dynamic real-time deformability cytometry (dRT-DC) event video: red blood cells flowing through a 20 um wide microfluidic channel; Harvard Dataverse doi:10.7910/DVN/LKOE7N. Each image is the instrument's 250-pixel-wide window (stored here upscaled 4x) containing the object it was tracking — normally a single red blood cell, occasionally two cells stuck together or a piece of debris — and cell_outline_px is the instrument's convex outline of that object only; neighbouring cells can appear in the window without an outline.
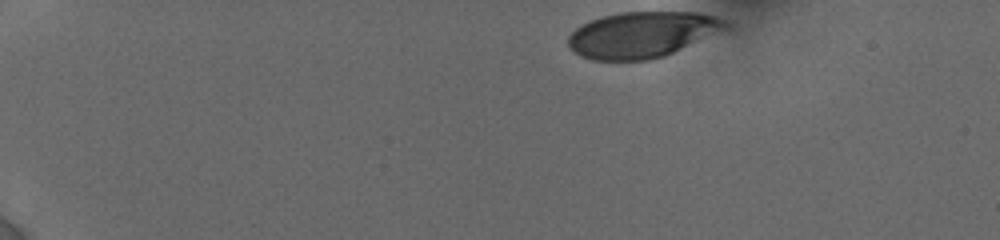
{"species": "human", "species_latin": "Homo sapiens", "temperature_condition": "cold", "stored_images_in_passage": 39, "camera_frame_rate_fps": 3000, "um_per_image_px": 0.085, "donor": {"sex": "female"}, "frame": {"image": 1, "passage_image": 1, "time_ms": 0.0, "image_size_px": [1000, 240], "cell_outline_px": [[732, 28], [664, 56], [648, 60], [592, 60], [580, 56], [568, 44], [568, 36], [580, 24], [588, 20], [600, 16], [620, 12], [696, 12], [712, 16], [724, 20], [732, 24]], "centroid_in_image_um": [54.61, 2.93], "position_along_channel_um": 30.4, "area_um2": 42.48}}
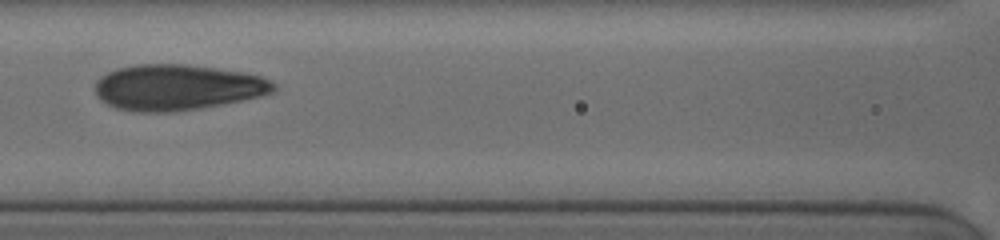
{"frame": {"image": 2, "passage_image": 22, "time_ms": 6.0, "image_size_px": [1000, 240], "cell_outline_px": [[276, 88], [272, 92], [260, 96], [200, 108], [168, 112], [140, 112], [116, 108], [108, 104], [96, 96], [96, 80], [100, 76], [116, 68], [136, 64], [188, 64], [244, 72], [260, 76], [276, 84]], "centroid_in_image_um": [15.04, 7.41], "position_along_channel_um": 151.6, "area_um2": 47.45}}
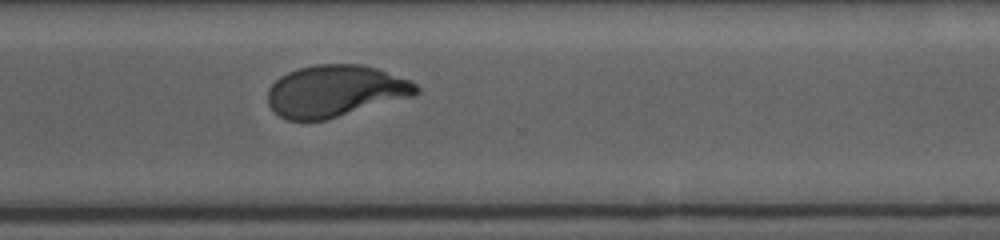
{"frame": {"image": 3, "passage_image": 39, "time_ms": 11.0, "image_size_px": [1000, 240], "cell_outline_px": [[420, 92], [412, 96], [324, 120], [288, 120], [280, 116], [268, 104], [268, 88], [280, 76], [296, 68], [316, 64], [360, 64], [376, 68], [408, 80], [416, 84], [420, 88]], "centroid_in_image_um": [28.47, 7.72], "position_along_channel_um": 342.1, "area_um2": 44.39}}